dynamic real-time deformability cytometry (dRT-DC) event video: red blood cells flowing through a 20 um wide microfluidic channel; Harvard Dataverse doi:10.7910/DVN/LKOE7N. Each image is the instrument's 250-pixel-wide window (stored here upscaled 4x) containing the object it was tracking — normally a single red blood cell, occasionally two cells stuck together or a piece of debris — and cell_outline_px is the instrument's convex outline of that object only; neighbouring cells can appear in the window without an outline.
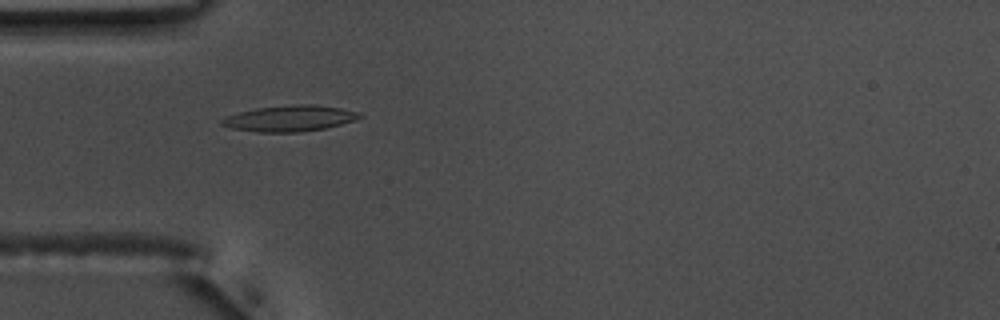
{"species": "common noctule bat (a hibernating species)", "species_latin": "Nyctalus noctula", "temperature_condition": "warm", "stored_images_in_passage": 55, "camera_frame_rate_fps": 3000, "um_per_image_px": 0.085, "animal": {"sex": "male", "body_mass_g": 17.5, "forearm_length_mm": 52.3}, "frame": {"image": 1, "passage_image": 17, "time_ms": 5.333, "image_size_px": [1000, 320], "cell_outline_px": [[364, 116], [356, 120], [324, 128], [300, 132], [256, 132], [232, 128], [220, 124], [220, 120], [228, 116], [240, 112], [256, 108], [296, 104], [312, 104], [340, 108], [364, 112]], "centroid_in_image_um": [24.68, 10.06], "position_along_channel_um": 60.3, "area_um2": 20.87}}
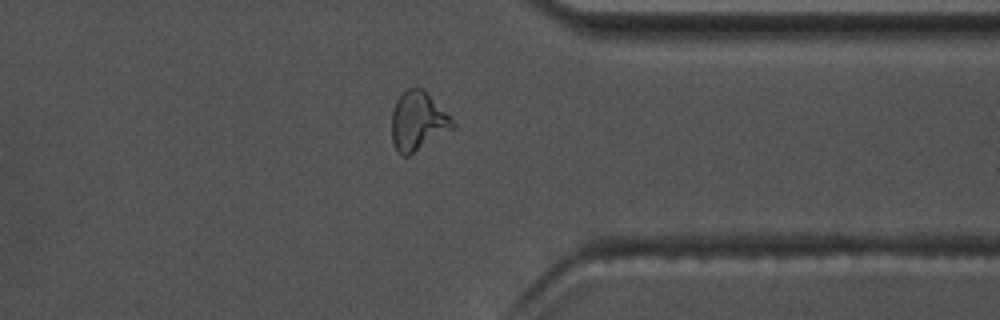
{"frame": {"image": 2, "passage_image": 43, "time_ms": 14.0, "image_size_px": [1000, 320], "cell_outline_px": [[456, 124], [452, 128], [408, 156], [404, 156], [396, 148], [392, 140], [392, 112], [396, 100], [408, 88], [424, 88], [456, 120]], "centroid_in_image_um": [35.55, 10.25], "position_along_channel_um": 375.8, "area_um2": 20.81}}
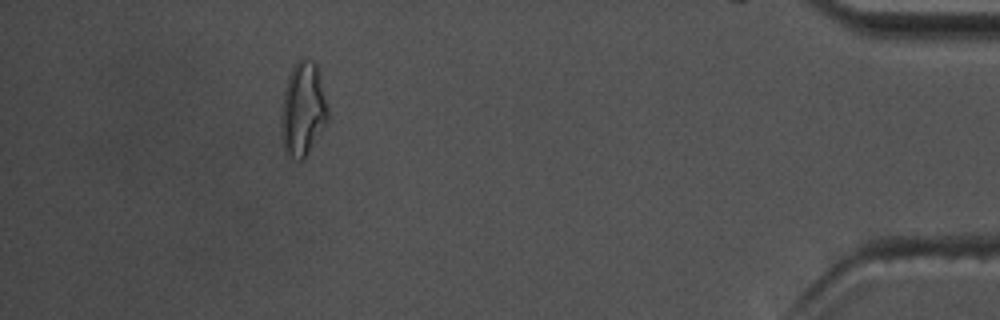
{"frame": {"image": 3, "passage_image": 50, "time_ms": 16.333, "image_size_px": [1000, 320], "cell_outline_px": [[328, 120], [304, 160], [300, 160], [288, 156], [284, 152], [280, 132], [280, 116], [284, 88], [288, 76], [296, 60], [300, 56], [304, 56], [316, 60], [328, 108]], "centroid_in_image_um": [25.73, 9.25], "position_along_channel_um": 409.5, "area_um2": 26.3}, "authors_computed_cell_mechanics": {"area_um2": 19.4208, "velocity_mm_per_s": 3.7299, "shape_relaxation_time_tau1_ms": 5.9928, "shape_relaxation_time_tau2_ms": 4.0054, "deformation_change_tau1": 0.2143, "deformation_change_tau2": 0.1134}}